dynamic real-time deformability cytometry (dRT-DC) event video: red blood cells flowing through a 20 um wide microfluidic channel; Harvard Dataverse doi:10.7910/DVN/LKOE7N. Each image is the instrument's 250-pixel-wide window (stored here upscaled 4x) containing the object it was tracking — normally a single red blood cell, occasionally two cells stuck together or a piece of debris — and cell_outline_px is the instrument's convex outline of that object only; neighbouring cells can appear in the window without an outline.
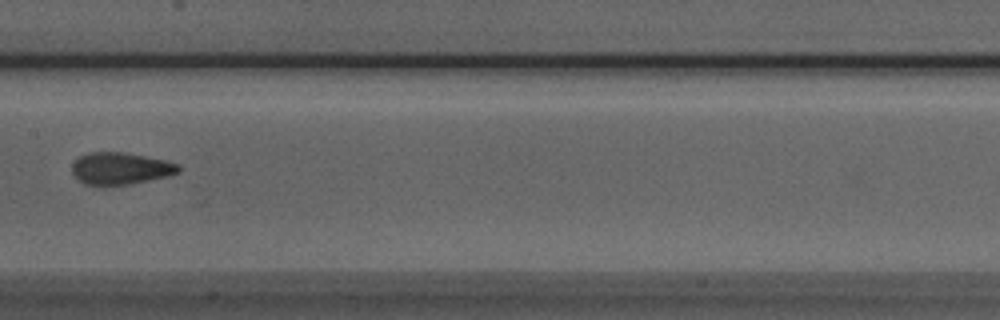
{"species": "Egyptian fruit bat (a non-hibernating species)", "species_latin": "Rousettus aegyptiacus", "temperature_condition": "room temperature", "stored_images_in_passage": 4, "camera_frame_rate_fps": 3000, "um_per_image_px": 0.085, "animal": {"sex": "male"}, "frame": {"image": 1, "passage_image": 4, "time_ms": 1.0, "image_size_px": [1000, 320], "cell_outline_px": [[180, 172], [168, 176], [132, 184], [104, 188], [84, 184], [72, 172], [72, 164], [80, 156], [88, 152], [124, 152], [164, 160], [180, 164]], "centroid_in_image_um": [10.23, 14.35], "position_along_channel_um": 197.2, "area_um2": 20.35}}